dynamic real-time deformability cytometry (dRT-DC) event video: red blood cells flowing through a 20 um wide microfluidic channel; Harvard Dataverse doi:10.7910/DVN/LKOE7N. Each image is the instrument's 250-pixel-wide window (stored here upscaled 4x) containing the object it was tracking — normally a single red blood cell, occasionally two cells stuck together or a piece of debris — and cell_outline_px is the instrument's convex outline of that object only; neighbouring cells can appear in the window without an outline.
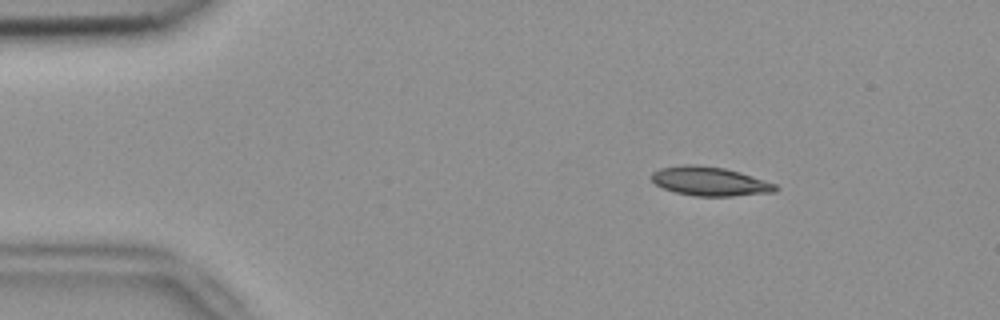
{"species": "common noctule bat (a hibernating species)", "species_latin": "Nyctalus noctula", "temperature_condition": "room temperature", "stored_images_in_passage": 48, "camera_frame_rate_fps": 3000, "um_per_image_px": 0.085, "animal": {"sex": "female", "body_mass_g": 18.4}, "frame": {"image": 1, "passage_image": 3, "time_ms": 0.667, "image_size_px": [1000, 320], "cell_outline_px": [[780, 188], [776, 192], [732, 196], [696, 196], [676, 192], [664, 188], [656, 184], [652, 180], [652, 172], [660, 168], [680, 164], [692, 164], [724, 168], [740, 172], [776, 184]], "centroid_in_image_um": [60.35, 15.41], "position_along_channel_um": 24.6, "area_um2": 20.92}}
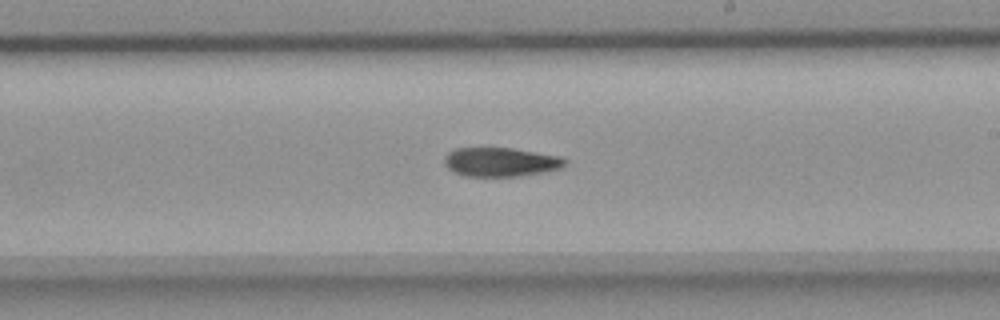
{"frame": {"image": 2, "passage_image": 26, "time_ms": 8.333, "image_size_px": [1000, 320], "cell_outline_px": [[568, 164], [560, 168], [544, 172], [520, 176], [464, 176], [448, 168], [444, 164], [444, 156], [448, 152], [456, 148], [512, 148], [560, 156], [568, 160]], "centroid_in_image_um": [42.58, 13.77], "position_along_channel_um": 246.4, "area_um2": 20.46}}
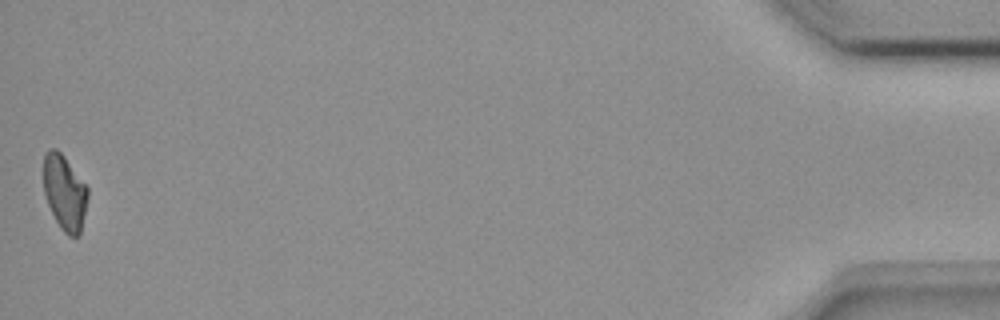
{"frame": {"image": 3, "passage_image": 48, "time_ms": 15.667, "image_size_px": [1000, 320], "cell_outline_px": [[88, 196], [80, 232], [76, 236], [68, 236], [60, 228], [48, 204], [44, 192], [44, 152], [48, 148], [56, 148], [64, 156], [88, 188]], "centroid_in_image_um": [5.48, 16.33], "position_along_channel_um": 429.7, "area_um2": 19.13}}